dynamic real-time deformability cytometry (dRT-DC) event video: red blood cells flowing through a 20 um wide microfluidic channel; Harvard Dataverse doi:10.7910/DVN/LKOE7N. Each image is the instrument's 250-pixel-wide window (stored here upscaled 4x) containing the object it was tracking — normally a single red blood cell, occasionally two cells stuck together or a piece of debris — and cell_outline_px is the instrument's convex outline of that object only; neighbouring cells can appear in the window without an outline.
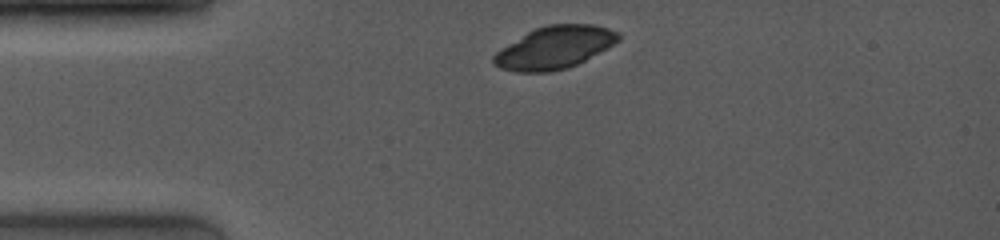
{"species": "common noctule bat (a hibernating species)", "species_latin": "Nyctalus noctula", "temperature_condition": "room temperature", "stored_images_in_passage": 2, "camera_frame_rate_fps": 4000, "um_per_image_px": 0.085, "animal": {"sex": "female", "body_mass_g": 19.0, "forearm_length_mm": 53.3}, "frame": {"image": 1, "passage_image": 1, "time_ms": 0.0, "image_size_px": [1000, 240], "cell_outline_px": [[620, 40], [584, 60], [568, 68], [548, 72], [516, 72], [500, 68], [492, 64], [492, 56], [500, 48], [528, 32], [536, 28], [548, 24], [592, 24], [608, 28], [620, 32]], "centroid_in_image_um": [47.1, 4.04], "position_along_channel_um": 37.9, "area_um2": 30.75}}